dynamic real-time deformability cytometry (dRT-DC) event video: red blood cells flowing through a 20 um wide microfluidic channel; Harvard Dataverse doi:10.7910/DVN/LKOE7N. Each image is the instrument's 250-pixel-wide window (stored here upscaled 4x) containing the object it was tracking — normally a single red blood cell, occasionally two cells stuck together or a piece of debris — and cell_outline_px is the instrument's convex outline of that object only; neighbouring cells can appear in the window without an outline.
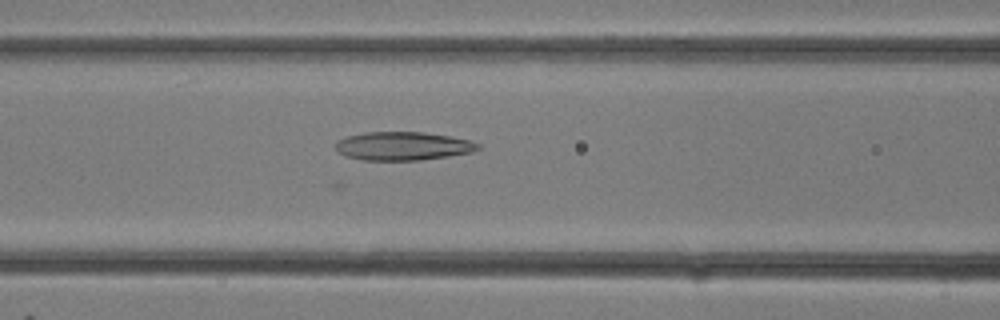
{"species": "common noctule bat (a hibernating species)", "species_latin": "Nyctalus noctula", "temperature_condition": "room temperature", "stored_images_in_passage": 9, "camera_frame_rate_fps": 3000, "um_per_image_px": 0.085, "animal": {"sex": "female"}, "frame": {"image": 1, "passage_image": 5, "time_ms": 1.333, "image_size_px": [1000, 320], "cell_outline_px": [[480, 148], [472, 152], [448, 156], [420, 160], [360, 160], [344, 156], [336, 148], [336, 140], [348, 136], [364, 132], [424, 132], [452, 136], [468, 140], [480, 144]], "centroid_in_image_um": [34.24, 12.41], "position_along_channel_um": 132.4, "area_um2": 23.7}}
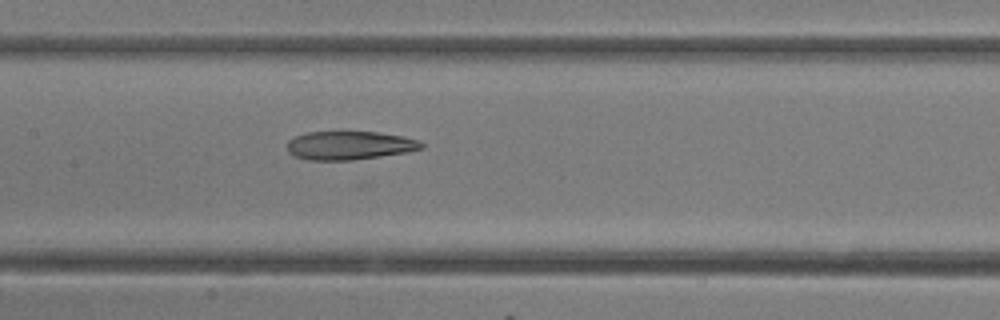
{"frame": {"image": 2, "passage_image": 7, "time_ms": 2.0, "image_size_px": [1000, 320], "cell_outline_px": [[424, 148], [408, 152], [352, 160], [308, 160], [296, 156], [288, 152], [288, 140], [296, 136], [308, 132], [376, 132], [404, 136], [416, 140], [424, 144]], "centroid_in_image_um": [29.72, 12.36], "position_along_channel_um": 177.7, "area_um2": 22.2}}
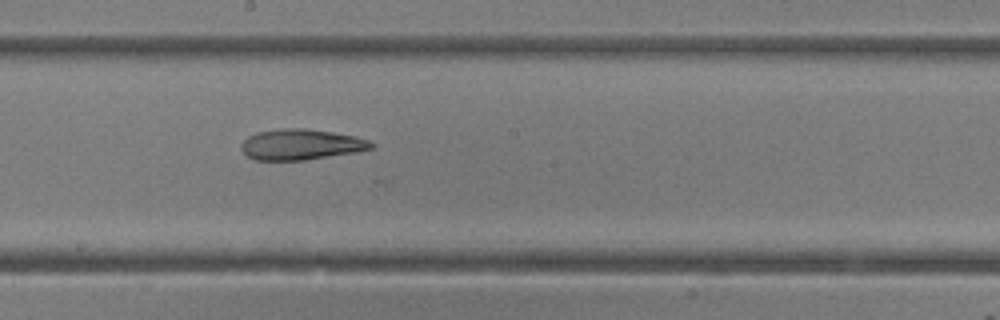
{"frame": {"image": 3, "passage_image": 9, "time_ms": 2.667, "image_size_px": [1000, 320], "cell_outline_px": [[376, 144], [372, 148], [356, 152], [304, 160], [256, 160], [248, 156], [240, 148], [240, 144], [248, 136], [256, 132], [280, 128], [304, 128], [332, 132], [356, 136], [368, 140]], "centroid_in_image_um": [25.57, 12.27], "position_along_channel_um": 222.6, "area_um2": 23.29}}